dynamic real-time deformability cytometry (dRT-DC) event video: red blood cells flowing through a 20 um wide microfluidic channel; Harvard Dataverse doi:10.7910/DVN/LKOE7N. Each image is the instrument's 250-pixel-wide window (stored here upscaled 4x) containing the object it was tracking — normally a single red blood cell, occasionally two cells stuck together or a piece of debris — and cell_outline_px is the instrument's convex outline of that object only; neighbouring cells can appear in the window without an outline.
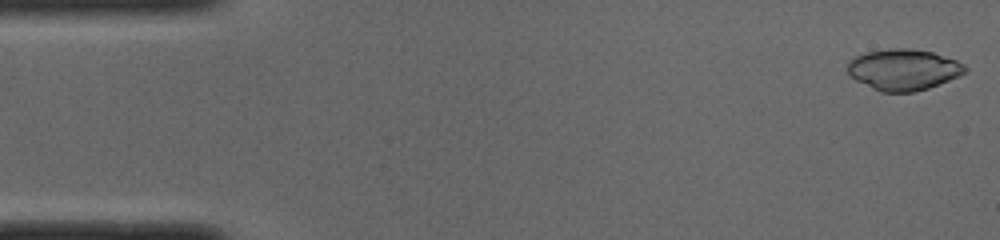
{"species": "common noctule bat (a hibernating species)", "species_latin": "Nyctalus noctula", "temperature_condition": "cold", "stored_images_in_passage": 49, "camera_frame_rate_fps": 3000, "um_per_image_px": 0.085, "animal": {"sex": "male", "body_mass_g": 19.0, "forearm_length_mm": 50.8}, "frame": {"image": 1, "passage_image": 1, "time_ms": 0.0, "image_size_px": [1000, 240], "cell_outline_px": [[968, 72], [960, 76], [928, 88], [912, 92], [880, 92], [856, 80], [848, 72], [848, 60], [856, 56], [868, 52], [888, 48], [912, 48], [932, 52], [956, 60], [964, 64], [968, 68]], "centroid_in_image_um": [76.82, 5.91], "position_along_channel_um": 8.2, "area_um2": 28.21}}
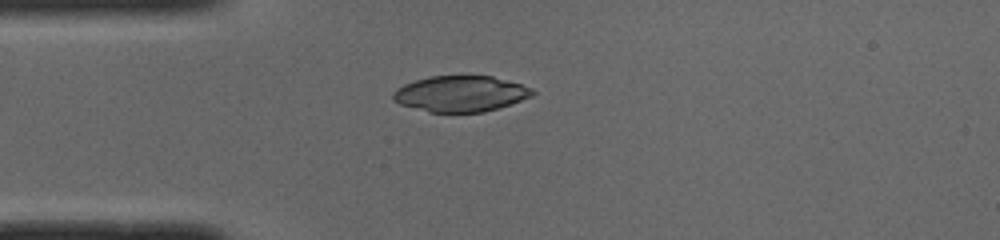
{"frame": {"image": 2, "passage_image": 12, "time_ms": 3.667, "image_size_px": [1000, 240], "cell_outline_px": [[536, 92], [532, 96], [484, 112], [428, 112], [400, 104], [392, 100], [392, 92], [396, 88], [404, 84], [416, 80], [432, 76], [492, 76], [520, 84], [532, 88]], "centroid_in_image_um": [39.11, 7.97], "position_along_channel_um": 45.9, "area_um2": 28.96}}
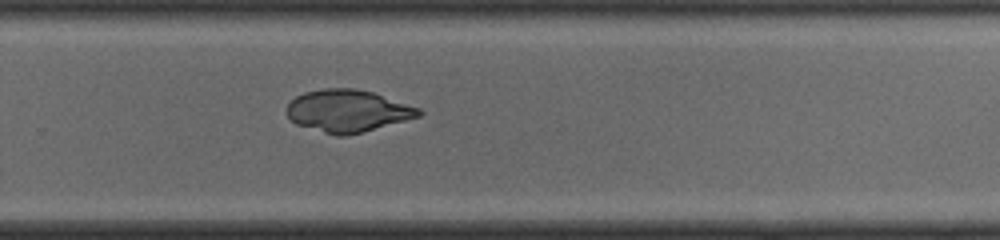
{"frame": {"image": 3, "passage_image": 32, "time_ms": 10.333, "image_size_px": [1000, 240], "cell_outline_px": [[424, 112], [420, 116], [348, 136], [336, 136], [296, 124], [288, 116], [288, 104], [296, 96], [304, 92], [324, 88], [356, 88], [372, 92], [420, 108]], "centroid_in_image_um": [29.56, 9.42], "position_along_channel_um": 300.2, "area_um2": 32.31}}